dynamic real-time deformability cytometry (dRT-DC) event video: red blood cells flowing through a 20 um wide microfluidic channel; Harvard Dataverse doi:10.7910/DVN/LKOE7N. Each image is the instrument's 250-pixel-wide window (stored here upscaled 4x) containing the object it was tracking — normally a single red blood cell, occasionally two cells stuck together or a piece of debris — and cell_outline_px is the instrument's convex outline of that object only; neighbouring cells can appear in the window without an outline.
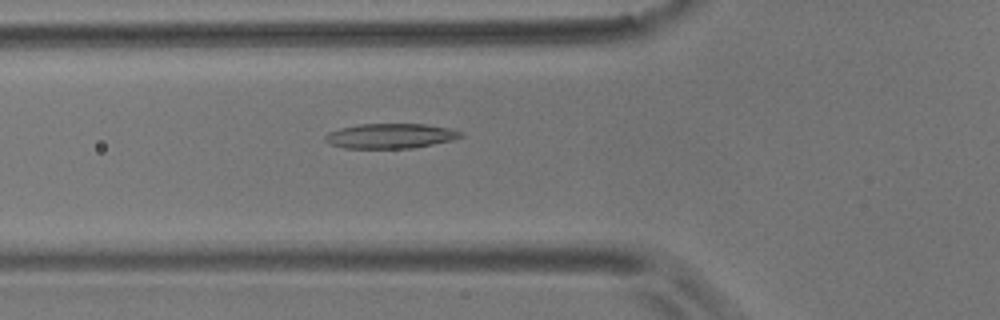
{"species": "common noctule bat (a hibernating species)", "species_latin": "Nyctalus noctula", "temperature_condition": "room temperature", "stored_images_in_passage": 57, "camera_frame_rate_fps": 3000, "um_per_image_px": 0.085, "animal": {"sex": "male", "body_mass_g": 17.9}, "frame": {"image": 1, "passage_image": 20, "time_ms": 6.333, "image_size_px": [1000, 320], "cell_outline_px": [[464, 136], [452, 140], [412, 148], [344, 148], [332, 144], [324, 140], [324, 136], [328, 132], [340, 128], [360, 124], [424, 124], [448, 128], [464, 132]], "centroid_in_image_um": [33.19, 11.55], "position_along_channel_um": 92.6, "area_um2": 19.59}}
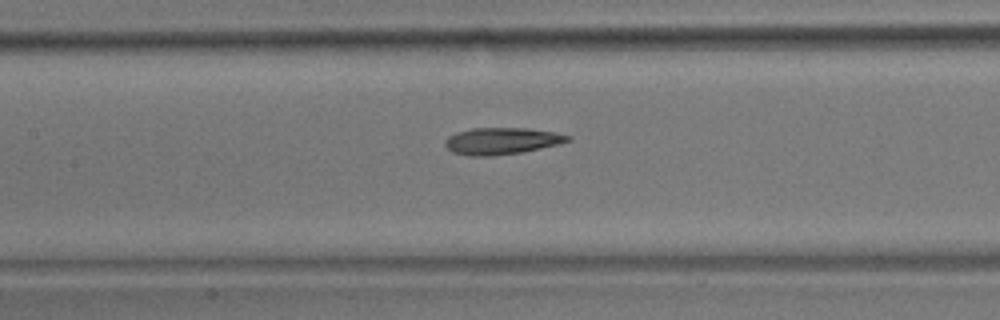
{"frame": {"image": 2, "passage_image": 26, "time_ms": 8.333, "image_size_px": [1000, 320], "cell_outline_px": [[572, 140], [560, 144], [520, 152], [492, 156], [468, 156], [452, 152], [444, 144], [444, 140], [448, 136], [456, 132], [472, 128], [528, 128], [556, 132], [572, 136]], "centroid_in_image_um": [42.65, 11.98], "position_along_channel_um": 164.8, "area_um2": 19.31}}
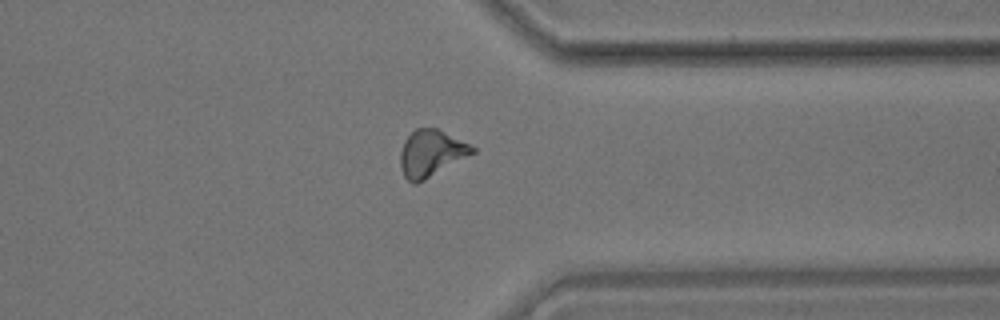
{"frame": {"image": 3, "passage_image": 44, "time_ms": 14.333, "image_size_px": [1000, 320], "cell_outline_px": [[476, 152], [424, 180], [416, 184], [412, 184], [404, 176], [400, 164], [400, 152], [404, 140], [416, 128], [436, 128], [476, 148]], "centroid_in_image_um": [36.61, 13.04], "position_along_channel_um": 374.8, "area_um2": 19.31}}